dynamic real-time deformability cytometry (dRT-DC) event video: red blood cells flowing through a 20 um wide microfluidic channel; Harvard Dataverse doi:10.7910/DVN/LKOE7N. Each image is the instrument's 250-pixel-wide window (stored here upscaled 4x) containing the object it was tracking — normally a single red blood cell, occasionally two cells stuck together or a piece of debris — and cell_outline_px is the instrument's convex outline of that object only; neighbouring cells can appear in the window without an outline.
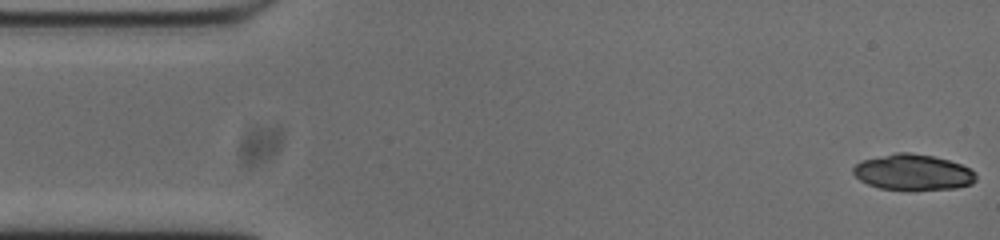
{"species": "common noctule bat (a hibernating species)", "species_latin": "Nyctalus noctula", "temperature_condition": "cold", "stored_images_in_passage": 52, "camera_frame_rate_fps": 3000, "um_per_image_px": 0.085, "animal": {"sex": "male", "body_mass_g": 20.0, "forearm_length_mm": 53.3}, "frame": {"image": 1, "passage_image": 1, "time_ms": 0.0, "image_size_px": [1000, 240], "cell_outline_px": [[976, 180], [972, 184], [956, 188], [880, 188], [868, 184], [860, 180], [852, 172], [852, 168], [860, 160], [896, 152], [908, 152], [932, 156], [948, 160], [960, 164], [968, 168], [976, 176]], "centroid_in_image_um": [77.56, 14.61], "position_along_channel_um": 7.4, "area_um2": 25.03}}
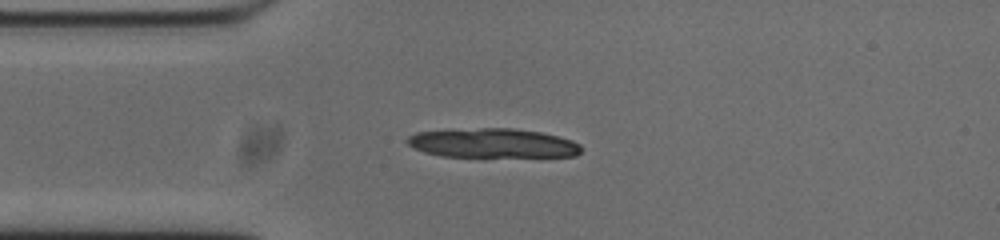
{"frame": {"image": 2, "passage_image": 12, "time_ms": 3.667, "image_size_px": [1000, 240], "cell_outline_px": [[580, 152], [576, 156], [440, 156], [424, 152], [408, 144], [404, 140], [408, 136], [416, 132], [480, 128], [512, 128], [540, 132], [572, 140], [580, 144]], "centroid_in_image_um": [41.86, 12.16], "position_along_channel_um": 43.1, "area_um2": 29.36}, "authors_computed_cell_mechanics": {"area_um2": 26.5013, "velocity_mm_per_s": 3.7492, "shape_relaxation_time_tau1_ms": 0.7844, "shape_relaxation_time_tau2_ms": 2.6131, "deformation_change_tau1": 0.2934, "deformation_change_tau2": 0.084}}